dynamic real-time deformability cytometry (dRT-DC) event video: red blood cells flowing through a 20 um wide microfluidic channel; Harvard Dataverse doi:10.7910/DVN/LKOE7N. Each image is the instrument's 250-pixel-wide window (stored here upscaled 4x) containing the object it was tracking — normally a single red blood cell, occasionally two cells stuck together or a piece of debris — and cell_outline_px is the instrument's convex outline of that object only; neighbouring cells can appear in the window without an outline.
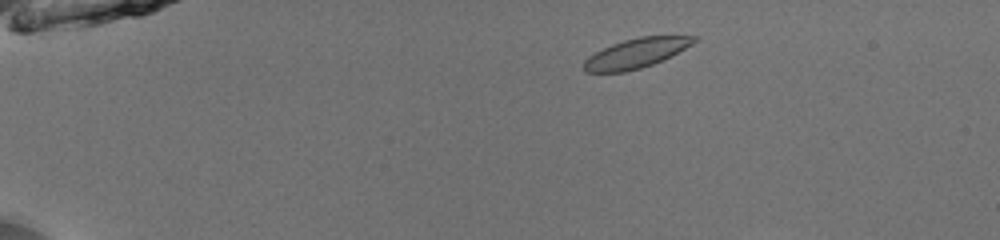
{"species": "common noctule bat (a hibernating species)", "species_latin": "Nyctalus noctula", "temperature_condition": "room temperature", "stored_images_in_passage": 16, "camera_frame_rate_fps": 3000, "um_per_image_px": 0.085, "animal": {"sex": "male", "body_mass_g": 13.0, "forearm_length_mm": 53.1}, "frame": {"image": 1, "passage_image": 4, "time_ms": 1.0, "image_size_px": [1000, 240], "cell_outline_px": [[700, 40], [652, 64], [640, 68], [624, 72], [584, 72], [584, 60], [588, 56], [612, 44], [624, 40], [640, 36], [700, 36]], "centroid_in_image_um": [54.06, 4.51], "position_along_channel_um": 30.9, "area_um2": 18.67}}
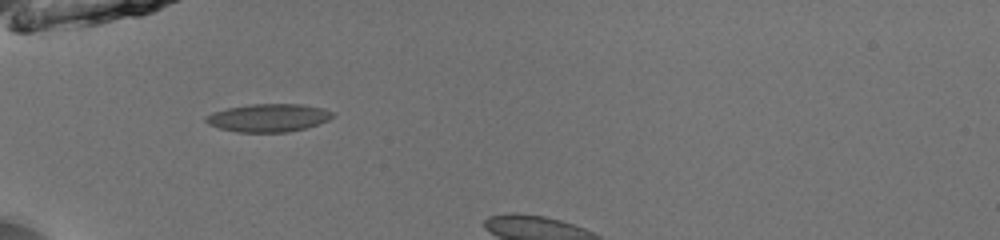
{"frame": {"image": 2, "passage_image": 12, "time_ms": 3.667, "image_size_px": [1000, 240], "cell_outline_px": [[336, 112], [328, 120], [304, 128], [288, 132], [236, 132], [220, 128], [208, 124], [204, 120], [204, 116], [212, 112], [228, 108], [252, 104], [304, 104], [324, 108]], "centroid_in_image_um": [22.81, 10.0], "position_along_channel_um": 62.2, "area_um2": 20.69}}